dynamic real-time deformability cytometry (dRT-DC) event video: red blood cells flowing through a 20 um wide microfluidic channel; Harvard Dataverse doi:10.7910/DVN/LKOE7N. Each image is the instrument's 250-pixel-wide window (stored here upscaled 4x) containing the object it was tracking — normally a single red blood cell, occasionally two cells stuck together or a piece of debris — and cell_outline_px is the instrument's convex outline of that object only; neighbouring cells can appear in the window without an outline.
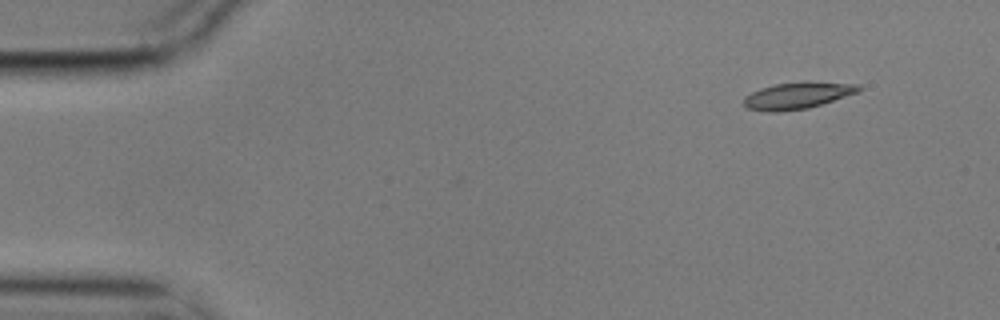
{"species": "common noctule bat (a hibernating species)", "species_latin": "Nyctalus noctula", "temperature_condition": "cold", "stored_images_in_passage": 5, "camera_frame_rate_fps": 3000, "um_per_image_px": 0.085, "animal": {"sex": "male", "body_mass_g": 17.9}, "frame": {"image": 1, "passage_image": 1, "time_ms": 0.0, "image_size_px": [1000, 320], "cell_outline_px": [[860, 88], [856, 92], [808, 108], [780, 112], [768, 112], [748, 108], [744, 104], [744, 96], [760, 88], [776, 84], [860, 84]], "centroid_in_image_um": [67.65, 8.18], "position_along_channel_um": 17.4, "area_um2": 16.65}}